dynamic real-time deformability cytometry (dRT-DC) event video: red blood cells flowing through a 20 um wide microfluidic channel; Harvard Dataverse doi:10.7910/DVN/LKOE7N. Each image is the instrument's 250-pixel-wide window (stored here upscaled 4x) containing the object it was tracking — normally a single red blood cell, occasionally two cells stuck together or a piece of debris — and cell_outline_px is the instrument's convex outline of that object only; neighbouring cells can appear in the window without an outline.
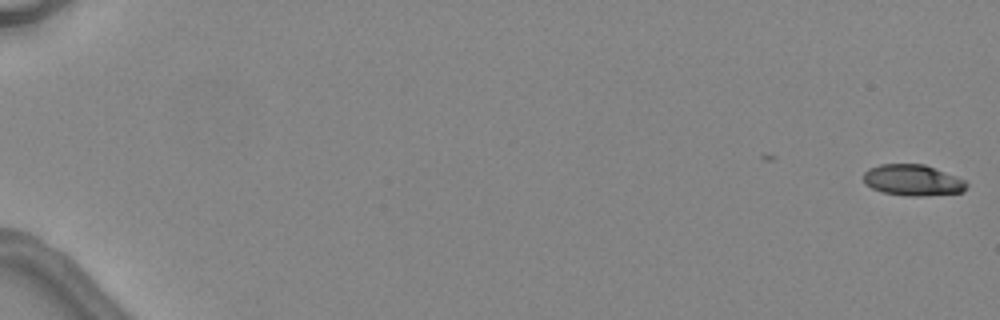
{"species": "common noctule bat (a hibernating species)", "species_latin": "Nyctalus noctula", "temperature_condition": "warm", "stored_images_in_passage": 2, "camera_frame_rate_fps": 3000, "um_per_image_px": 0.085, "animal": {"sex": "female", "body_mass_g": 24.6, "forearm_length_mm": 56.2}, "frame": {"image": 1, "passage_image": 2, "time_ms": 1.0, "image_size_px": [1000, 320], "cell_outline_px": [[968, 184], [964, 192], [924, 196], [904, 196], [884, 192], [872, 188], [864, 184], [864, 172], [868, 168], [880, 164], [924, 164], [964, 180]], "centroid_in_image_um": [77.56, 15.32], "position_along_channel_um": 7.4, "area_um2": 18.67}}